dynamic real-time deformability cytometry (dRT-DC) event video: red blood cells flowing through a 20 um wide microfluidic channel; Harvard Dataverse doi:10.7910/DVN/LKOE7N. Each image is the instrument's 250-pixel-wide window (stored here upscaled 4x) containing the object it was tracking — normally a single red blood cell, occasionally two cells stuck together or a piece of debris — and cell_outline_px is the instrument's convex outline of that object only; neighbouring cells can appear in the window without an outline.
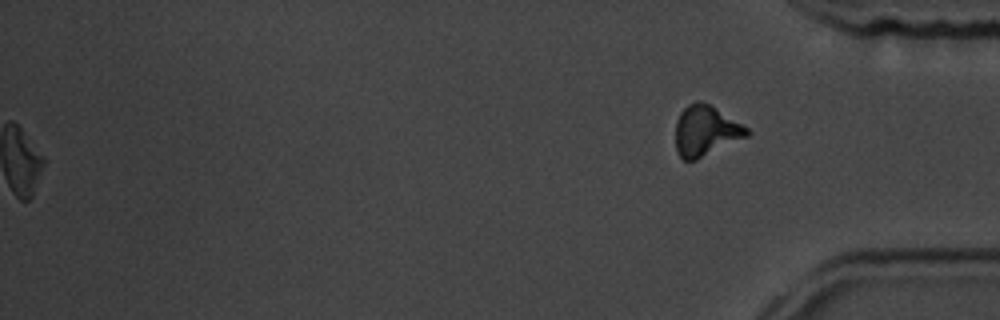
{"species": "common noctule bat (a hibernating species)", "species_latin": "Nyctalus noctula", "temperature_condition": "room temperature", "stored_images_in_passage": 40, "camera_frame_rate_fps": 3000, "um_per_image_px": 0.085, "animal": {"sex": "male", "body_mass_g": 19.5, "forearm_length_mm": 54.6}, "frame": {"image": 1, "passage_image": 40, "time_ms": 13.0, "image_size_px": [1000, 320], "cell_outline_px": [[752, 132], [748, 136], [696, 160], [684, 160], [680, 156], [676, 148], [676, 120], [680, 112], [688, 104], [696, 100], [700, 100], [708, 104], [748, 128]], "centroid_in_image_um": [59.97, 11.12], "position_along_channel_um": 375.2, "area_um2": 20.75}, "authors_computed_cell_mechanics": {"area_um2": 18.5538, "velocity_mm_per_s": 3.6569, "shape_relaxation_time_tau1_ms": 3.2638, "shape_relaxation_time_tau2_ms": 5.3737, "deformation_change_tau1": 0.1026, "deformation_change_tau2": 0.1331}}